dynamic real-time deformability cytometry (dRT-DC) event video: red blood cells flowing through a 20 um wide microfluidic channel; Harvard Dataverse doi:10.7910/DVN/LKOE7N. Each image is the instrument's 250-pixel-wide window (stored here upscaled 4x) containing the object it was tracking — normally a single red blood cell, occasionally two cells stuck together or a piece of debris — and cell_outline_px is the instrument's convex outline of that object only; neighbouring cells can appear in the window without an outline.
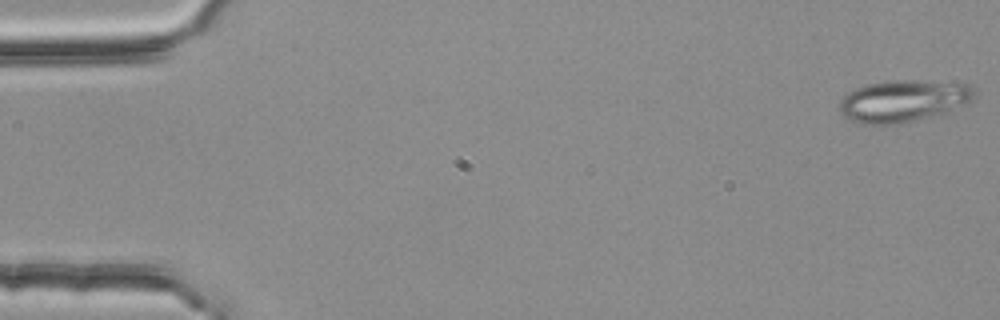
{"species": "common noctule bat (a hibernating species)", "species_latin": "Nyctalus noctula", "temperature_condition": "room temperature", "stored_images_in_passage": 54, "camera_frame_rate_fps": 3000, "um_per_image_px": 0.085, "animal": {"sex": "female", "body_mass_g": 25.1}, "frame": {"image": 1, "passage_image": 1, "time_ms": 0.0, "image_size_px": [1000, 320], "cell_outline_px": [[976, 92], [968, 100], [944, 112], [932, 116], [900, 124], [856, 124], [844, 116], [840, 108], [840, 100], [848, 92], [856, 88], [868, 84], [900, 80], [912, 80], [968, 84], [976, 88]], "centroid_in_image_um": [76.71, 8.59], "position_along_channel_um": 8.3, "area_um2": 32.37}}
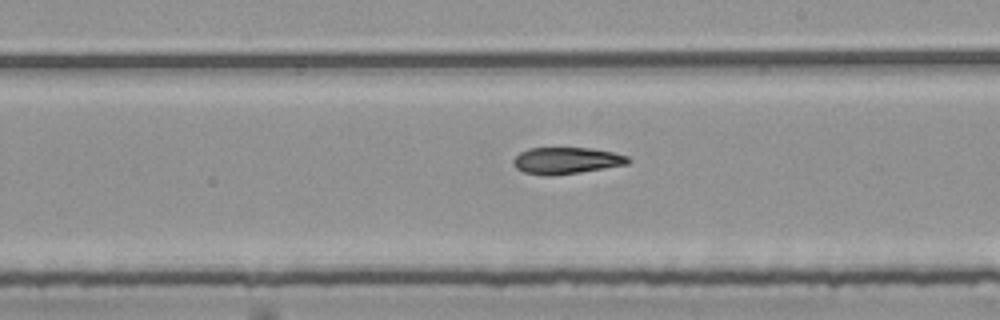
{"frame": {"image": 2, "passage_image": 31, "time_ms": 10.0, "image_size_px": [1000, 320], "cell_outline_px": [[632, 160], [628, 164], [556, 176], [544, 176], [524, 172], [516, 168], [512, 164], [512, 160], [520, 152], [528, 148], [592, 148], [612, 152], [628, 156]], "centroid_in_image_um": [48.12, 13.66], "position_along_channel_um": 240.9, "area_um2": 17.98}}
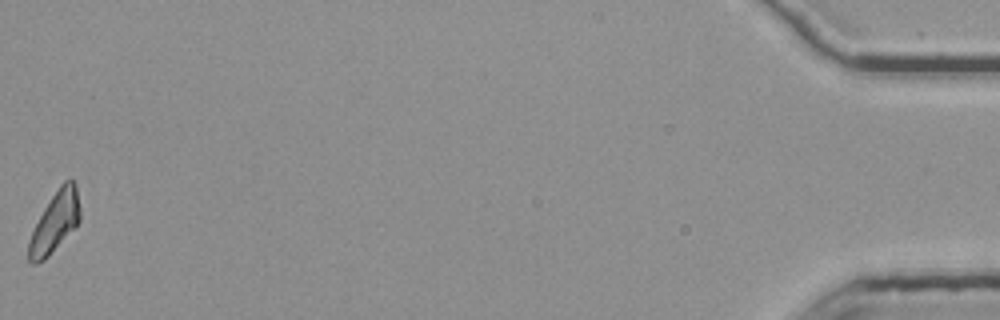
{"frame": {"image": 3, "passage_image": 54, "time_ms": 17.667, "image_size_px": [1000, 320], "cell_outline_px": [[80, 220], [48, 256], [44, 260], [36, 264], [32, 264], [28, 260], [28, 244], [32, 232], [44, 208], [60, 184], [64, 180], [72, 180], [76, 184], [80, 208]], "centroid_in_image_um": [4.66, 18.87], "position_along_channel_um": 430.5, "area_um2": 17.63}}